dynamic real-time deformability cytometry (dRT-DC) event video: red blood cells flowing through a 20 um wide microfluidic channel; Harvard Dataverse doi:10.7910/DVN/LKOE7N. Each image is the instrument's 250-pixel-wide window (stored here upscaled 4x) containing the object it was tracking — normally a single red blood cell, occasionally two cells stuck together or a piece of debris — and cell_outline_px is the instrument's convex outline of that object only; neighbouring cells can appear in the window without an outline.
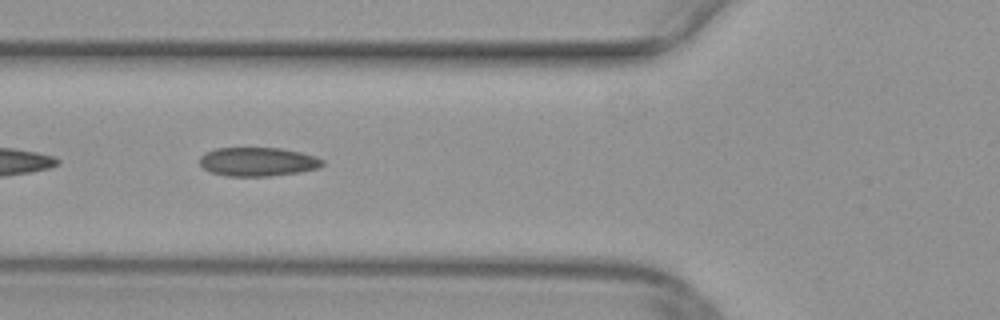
{"species": "common noctule bat (a hibernating species)", "species_latin": "Nyctalus noctula", "temperature_condition": "warm", "stored_images_in_passage": 44, "camera_frame_rate_fps": 3000, "um_per_image_px": 0.085, "animal": {"sex": "female", "body_mass_g": 29.2, "forearm_length_mm": 56.3}, "frame": {"image": 1, "passage_image": 17, "time_ms": 5.333, "image_size_px": [1000, 320], "cell_outline_px": [[324, 164], [320, 168], [300, 172], [272, 176], [224, 176], [212, 172], [204, 168], [200, 164], [200, 156], [204, 152], [216, 148], [280, 148], [300, 152], [324, 160]], "centroid_in_image_um": [21.91, 13.75], "position_along_channel_um": 103.9, "area_um2": 20.69}}
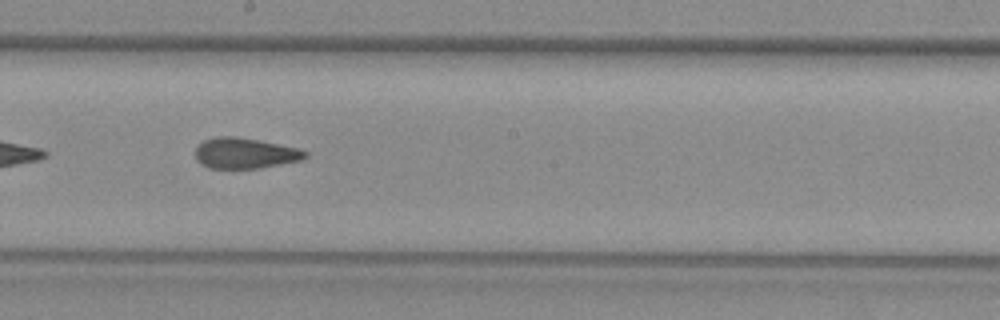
{"frame": {"image": 2, "passage_image": 26, "time_ms": 8.333, "image_size_px": [1000, 320], "cell_outline_px": [[308, 156], [300, 160], [260, 168], [208, 168], [200, 164], [196, 160], [196, 148], [204, 140], [216, 136], [236, 136], [260, 140], [300, 148], [308, 152]], "centroid_in_image_um": [20.83, 13.01], "position_along_channel_um": 227.4, "area_um2": 19.77}}
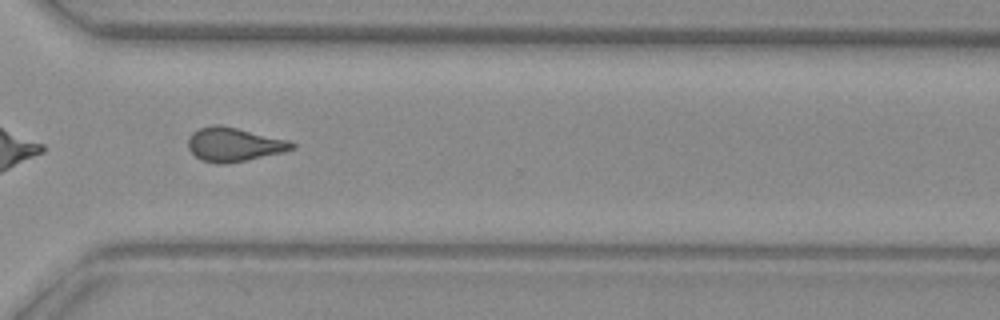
{"frame": {"image": 3, "passage_image": 35, "time_ms": 11.333, "image_size_px": [1000, 320], "cell_outline_px": [[296, 148], [284, 152], [224, 164], [216, 164], [200, 160], [188, 148], [188, 136], [192, 132], [200, 128], [212, 124], [220, 124], [288, 140], [296, 144]], "centroid_in_image_um": [19.86, 12.27], "position_along_channel_um": 350.7, "area_um2": 20.52}}